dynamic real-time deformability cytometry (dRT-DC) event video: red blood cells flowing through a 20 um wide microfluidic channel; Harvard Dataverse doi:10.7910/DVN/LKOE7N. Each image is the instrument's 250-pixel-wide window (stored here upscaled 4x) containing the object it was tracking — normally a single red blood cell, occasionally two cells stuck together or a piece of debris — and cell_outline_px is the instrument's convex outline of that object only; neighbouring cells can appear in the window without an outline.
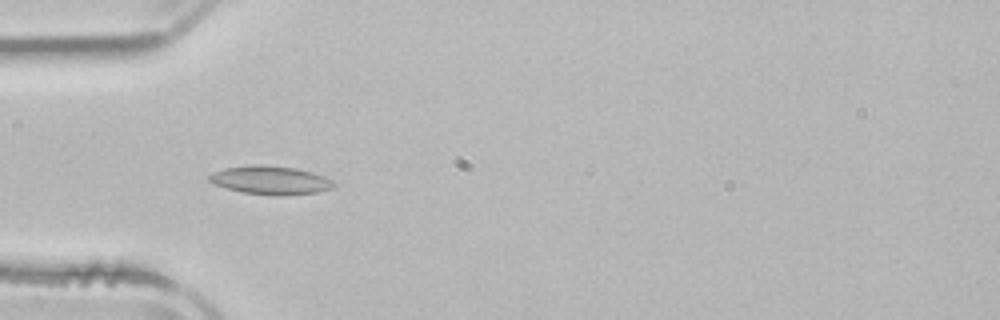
{"species": "common noctule bat (a hibernating species)", "species_latin": "Nyctalus noctula", "temperature_condition": "room temperature", "stored_images_in_passage": 4, "camera_frame_rate_fps": 3000, "um_per_image_px": 0.085, "animal": {"sex": "male", "body_mass_g": 21.5, "forearm_length_mm": 52.0}, "frame": {"image": 1, "passage_image": 4, "time_ms": 4.0, "image_size_px": [1000, 320], "cell_outline_px": [[336, 184], [332, 188], [316, 192], [280, 196], [276, 196], [244, 192], [228, 188], [216, 184], [208, 180], [208, 176], [212, 172], [224, 168], [252, 164], [260, 164], [296, 168], [312, 172], [324, 176], [332, 180]], "centroid_in_image_um": [23.0, 15.3], "position_along_channel_um": 62.0, "area_um2": 20.63}}